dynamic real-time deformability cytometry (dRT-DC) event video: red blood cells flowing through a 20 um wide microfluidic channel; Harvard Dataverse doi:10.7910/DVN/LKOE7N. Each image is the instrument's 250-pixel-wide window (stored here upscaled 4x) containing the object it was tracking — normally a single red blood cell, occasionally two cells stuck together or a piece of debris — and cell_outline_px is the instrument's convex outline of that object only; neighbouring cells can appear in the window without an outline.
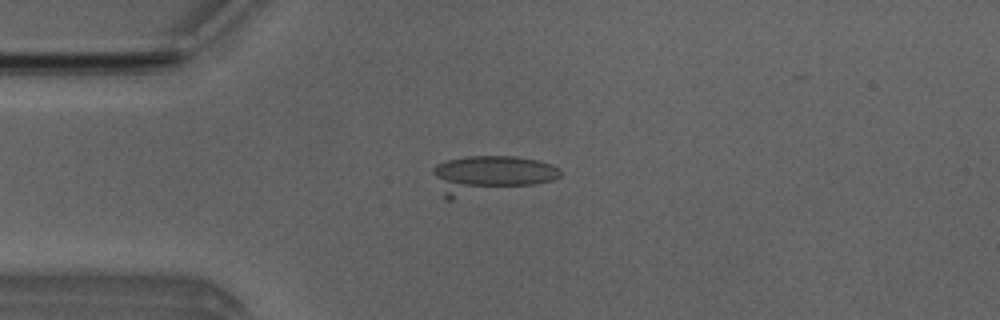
{"species": "Egyptian fruit bat (a non-hibernating species)", "species_latin": "Rousettus aegyptiacus", "temperature_condition": "room temperature", "stored_images_in_passage": 16, "camera_frame_rate_fps": 3000, "um_per_image_px": 0.085, "animal": {"sex": "male"}, "frame": {"image": 1, "passage_image": 1, "time_ms": 0.0, "image_size_px": [1000, 320], "cell_outline_px": [[560, 176], [552, 180], [536, 184], [452, 200], [444, 200], [432, 172], [432, 168], [436, 164], [448, 160], [468, 156], [516, 156], [536, 160], [552, 164], [560, 168]], "centroid_in_image_um": [41.62, 14.87], "position_along_channel_um": 43.4, "area_um2": 28.61}}